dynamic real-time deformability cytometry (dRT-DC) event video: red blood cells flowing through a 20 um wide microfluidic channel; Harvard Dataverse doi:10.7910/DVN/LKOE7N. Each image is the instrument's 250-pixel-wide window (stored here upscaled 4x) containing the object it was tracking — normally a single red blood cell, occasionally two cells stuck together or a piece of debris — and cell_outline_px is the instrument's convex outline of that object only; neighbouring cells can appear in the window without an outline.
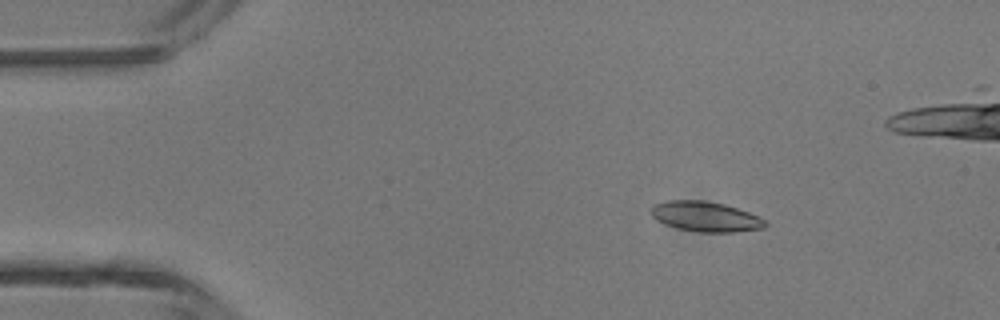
{"species": "common noctule bat (a hibernating species)", "species_latin": "Nyctalus noctula", "temperature_condition": "room temperature", "stored_images_in_passage": 5, "camera_frame_rate_fps": 3000, "um_per_image_px": 0.085, "animal": {"sex": "male", "body_mass_g": 13.3}, "frame": {"image": 1, "passage_image": 3, "time_ms": 0.667, "image_size_px": [1000, 320], "cell_outline_px": [[768, 224], [764, 228], [732, 232], [700, 232], [676, 228], [664, 224], [656, 220], [652, 216], [652, 204], [668, 200], [704, 200], [724, 204], [748, 212], [764, 220]], "centroid_in_image_um": [59.93, 18.41], "position_along_channel_um": 25.1, "area_um2": 19.94}}